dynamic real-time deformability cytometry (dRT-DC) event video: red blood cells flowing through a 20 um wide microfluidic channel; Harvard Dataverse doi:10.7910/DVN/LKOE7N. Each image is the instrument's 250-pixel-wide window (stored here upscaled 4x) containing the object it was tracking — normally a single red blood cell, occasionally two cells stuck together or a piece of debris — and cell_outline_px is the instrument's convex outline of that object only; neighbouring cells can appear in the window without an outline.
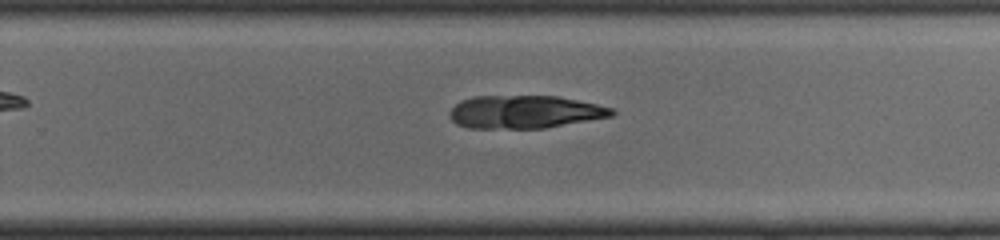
{"species": "common noctule bat (a hibernating species)", "species_latin": "Nyctalus noctula", "temperature_condition": "cold", "stored_images_in_passage": 27, "camera_frame_rate_fps": 3000, "um_per_image_px": 0.085, "animal": {"sex": "male", "body_mass_g": 19.0, "forearm_length_mm": 50.8}, "frame": {"image": 1, "passage_image": 18, "time_ms": 5.667, "image_size_px": [1000, 240], "cell_outline_px": [[616, 112], [612, 116], [544, 128], [468, 128], [456, 124], [448, 116], [448, 112], [460, 100], [472, 96], [560, 96], [596, 104], [612, 108]], "centroid_in_image_um": [44.56, 9.51], "position_along_channel_um": 285.2, "area_um2": 31.21}}
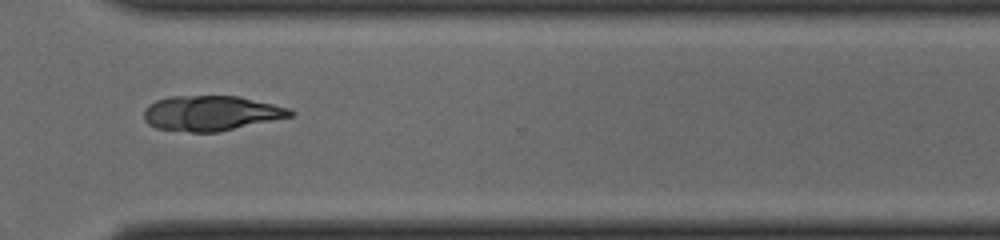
{"frame": {"image": 2, "passage_image": 23, "time_ms": 7.333, "image_size_px": [1000, 240], "cell_outline_px": [[296, 112], [292, 116], [216, 132], [192, 132], [156, 128], [148, 124], [144, 120], [144, 108], [148, 104], [156, 100], [172, 96], [240, 96], [288, 108]], "centroid_in_image_um": [17.9, 9.61], "position_along_channel_um": 352.7, "area_um2": 29.71}}